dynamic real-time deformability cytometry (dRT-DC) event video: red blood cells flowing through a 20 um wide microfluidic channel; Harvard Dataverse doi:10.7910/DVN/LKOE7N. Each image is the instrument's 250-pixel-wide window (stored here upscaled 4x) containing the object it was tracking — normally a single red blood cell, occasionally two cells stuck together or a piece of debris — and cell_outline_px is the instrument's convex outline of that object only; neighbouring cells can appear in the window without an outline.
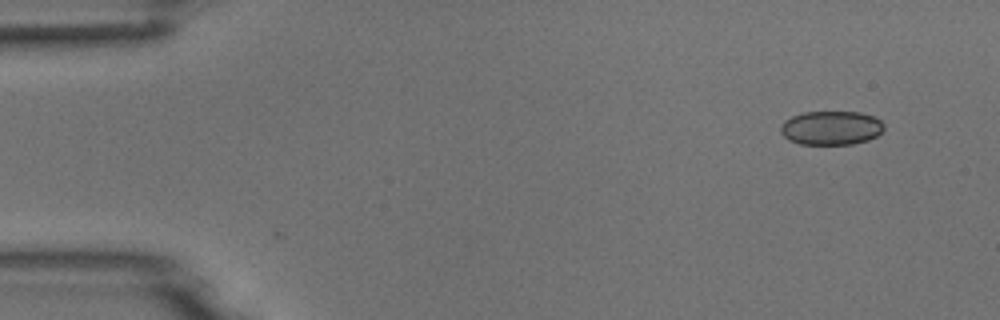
{"species": "common noctule bat (a hibernating species)", "species_latin": "Nyctalus noctula", "temperature_condition": "room temperature", "stored_images_in_passage": 2, "camera_frame_rate_fps": 3000, "um_per_image_px": 0.085, "animal": {"sex": "male", "body_mass_g": 18.8}, "frame": {"image": 1, "passage_image": 2, "time_ms": 0.333, "image_size_px": [1000, 320], "cell_outline_px": [[884, 128], [876, 136], [868, 140], [852, 144], [800, 144], [788, 140], [780, 132], [780, 124], [784, 120], [792, 116], [804, 112], [860, 112], [872, 116], [880, 120], [884, 124]], "centroid_in_image_um": [70.62, 10.87], "position_along_channel_um": 14.4, "area_um2": 20.52}}